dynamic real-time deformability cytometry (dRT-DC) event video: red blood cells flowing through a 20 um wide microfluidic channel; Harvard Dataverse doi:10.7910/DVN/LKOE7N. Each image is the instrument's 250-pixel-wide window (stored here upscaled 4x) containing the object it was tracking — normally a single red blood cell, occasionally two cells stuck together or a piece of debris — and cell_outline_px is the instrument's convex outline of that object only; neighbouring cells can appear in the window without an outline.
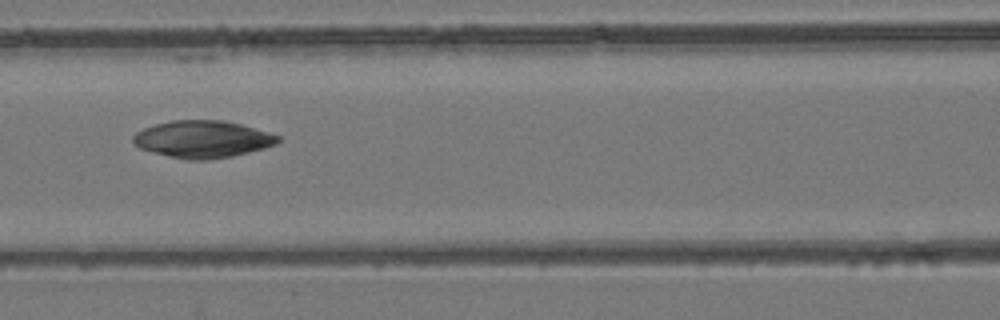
{"species": "common noctule bat (a hibernating species)", "species_latin": "Nyctalus noctula", "temperature_condition": "room temperature", "stored_images_in_passage": 7, "camera_frame_rate_fps": 3000, "um_per_image_px": 0.085, "animal": {"sex": "female", "body_mass_g": 24.6, "forearm_length_mm": 56.2}, "frame": {"image": 1, "passage_image": 7, "time_ms": 7.0, "image_size_px": [1000, 320], "cell_outline_px": [[280, 140], [276, 144], [264, 148], [232, 156], [204, 160], [188, 160], [168, 156], [152, 152], [140, 148], [132, 140], [132, 136], [136, 132], [144, 128], [156, 124], [172, 120], [220, 120], [240, 124], [280, 136]], "centroid_in_image_um": [17.2, 11.83], "position_along_channel_um": 149.4, "area_um2": 31.1}}